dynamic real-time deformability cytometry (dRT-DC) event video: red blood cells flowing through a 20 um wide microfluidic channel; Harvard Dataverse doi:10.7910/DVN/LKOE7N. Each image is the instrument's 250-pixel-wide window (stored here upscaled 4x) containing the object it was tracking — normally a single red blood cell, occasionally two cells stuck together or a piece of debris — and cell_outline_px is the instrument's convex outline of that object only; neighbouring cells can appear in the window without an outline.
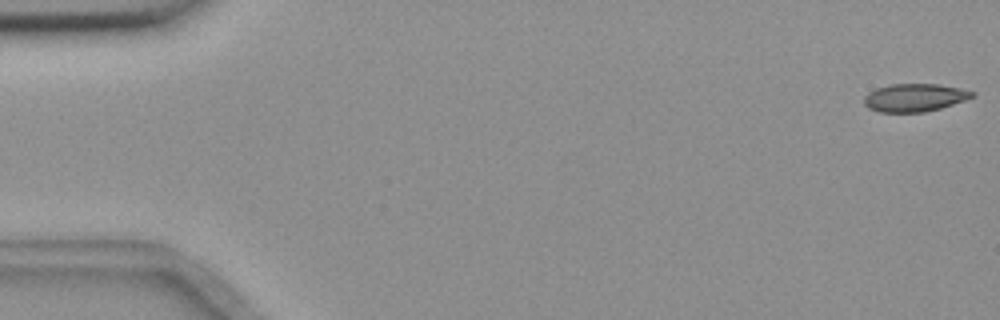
{"species": "common noctule bat (a hibernating species)", "species_latin": "Nyctalus noctula", "temperature_condition": "room temperature", "stored_images_in_passage": 56, "camera_frame_rate_fps": 3000, "um_per_image_px": 0.085, "animal": {"sex": "female", "body_mass_g": 18.4}, "frame": {"image": 1, "passage_image": 1, "time_ms": 0.0, "image_size_px": [1000, 320], "cell_outline_px": [[976, 96], [940, 108], [924, 112], [880, 112], [868, 108], [864, 104], [864, 96], [868, 92], [876, 88], [892, 84], [936, 84], [960, 88], [976, 92]], "centroid_in_image_um": [77.73, 8.29], "position_along_channel_um": 7.3, "area_um2": 17.57}}
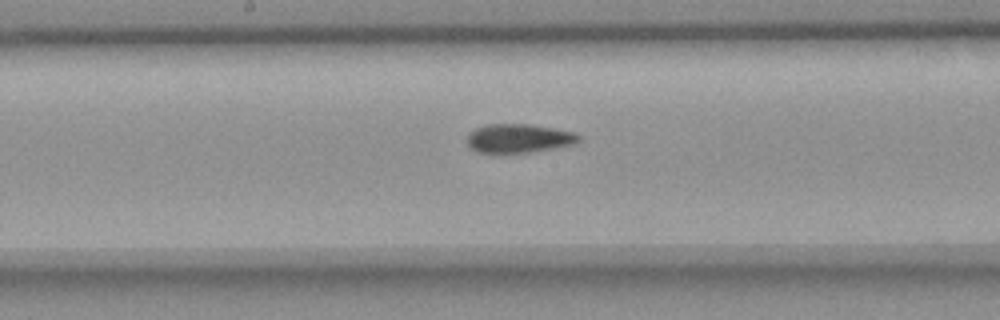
{"frame": {"image": 2, "passage_image": 29, "time_ms": 9.333, "image_size_px": [1000, 320], "cell_outline_px": [[580, 140], [572, 144], [556, 148], [528, 152], [476, 152], [464, 140], [468, 132], [484, 124], [528, 124], [552, 128], [572, 132], [580, 136]], "centroid_in_image_um": [44.03, 11.75], "position_along_channel_um": 204.2, "area_um2": 18.67}}
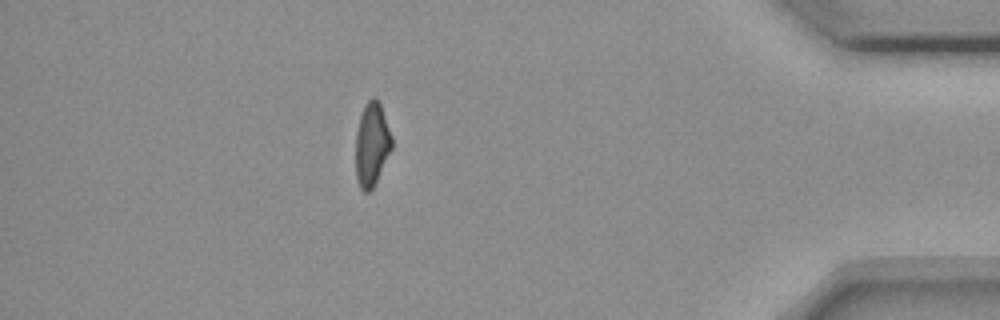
{"frame": {"image": 3, "passage_image": 49, "time_ms": 16.0, "image_size_px": [1000, 320], "cell_outline_px": [[392, 148], [372, 188], [368, 192], [364, 192], [360, 188], [356, 176], [356, 132], [360, 116], [364, 104], [372, 96], [376, 96], [380, 100], [392, 136]], "centroid_in_image_um": [31.61, 12.19], "position_along_channel_um": 403.6, "area_um2": 17.69}, "authors_computed_cell_mechanics": {"area_um2": 18.5538, "velocity_mm_per_s": 3.6703, "shape_relaxation_time_tau1_ms": 9.6822, "shape_relaxation_time_tau2_ms": 8.3814, "deformation_change_tau1": 0.1964, "deformation_change_tau2": 0.1048}}